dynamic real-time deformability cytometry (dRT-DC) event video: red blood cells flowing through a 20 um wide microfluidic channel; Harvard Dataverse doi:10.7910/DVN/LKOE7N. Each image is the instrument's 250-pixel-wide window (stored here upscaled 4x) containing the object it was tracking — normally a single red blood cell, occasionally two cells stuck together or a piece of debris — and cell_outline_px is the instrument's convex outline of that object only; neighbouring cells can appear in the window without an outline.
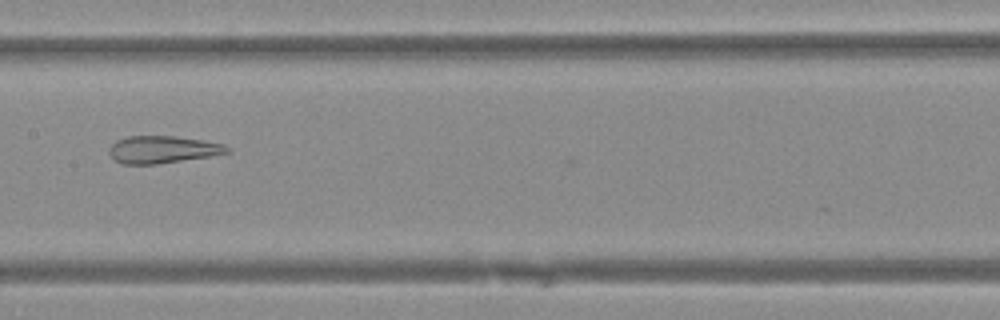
{"species": "Egyptian fruit bat (a non-hibernating species)", "species_latin": "Rousettus aegyptiacus", "temperature_condition": "warm", "stored_images_in_passage": 43, "camera_frame_rate_fps": 3000, "um_per_image_px": 0.085, "animal": {"sex": "female"}, "frame": {"image": 1, "passage_image": 22, "time_ms": 7.0, "image_size_px": [1000, 320], "cell_outline_px": [[232, 152], [208, 156], [156, 164], [120, 164], [112, 160], [108, 152], [108, 148], [116, 140], [128, 136], [176, 136], [224, 144], [232, 148]], "centroid_in_image_um": [13.78, 12.71], "position_along_channel_um": 193.6, "area_um2": 18.9}}
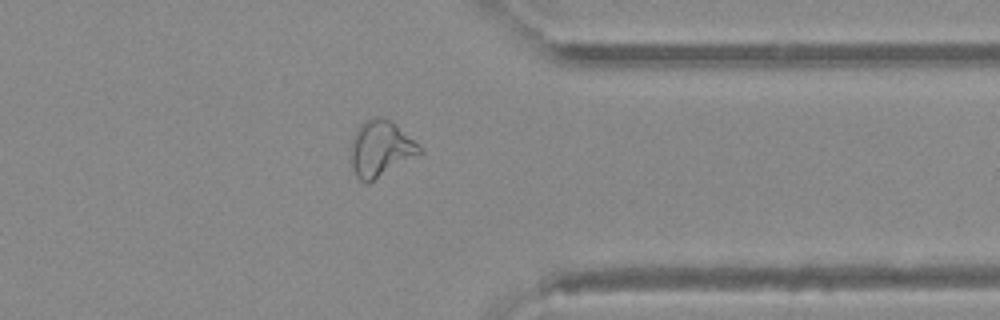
{"frame": {"image": 2, "passage_image": 36, "time_ms": 11.667, "image_size_px": [1000, 320], "cell_outline_px": [[424, 152], [420, 156], [368, 184], [360, 180], [356, 176], [352, 164], [352, 136], [356, 128], [364, 120], [376, 116], [384, 116], [392, 120], [424, 148]], "centroid_in_image_um": [32.42, 12.62], "position_along_channel_um": 379.0, "area_um2": 23.18}}
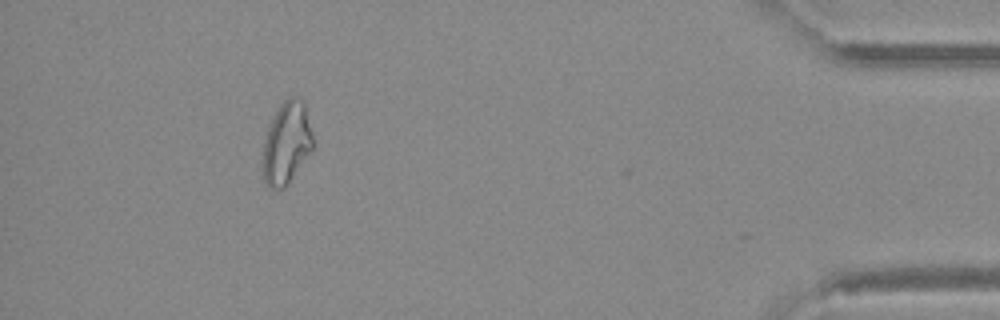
{"frame": {"image": 3, "passage_image": 42, "time_ms": 13.667, "image_size_px": [1000, 320], "cell_outline_px": [[312, 148], [288, 184], [284, 188], [268, 188], [264, 180], [260, 168], [264, 140], [268, 128], [280, 104], [288, 96], [300, 96], [304, 100], [312, 136]], "centroid_in_image_um": [24.32, 12.15], "position_along_channel_um": 410.9, "area_um2": 24.1}}